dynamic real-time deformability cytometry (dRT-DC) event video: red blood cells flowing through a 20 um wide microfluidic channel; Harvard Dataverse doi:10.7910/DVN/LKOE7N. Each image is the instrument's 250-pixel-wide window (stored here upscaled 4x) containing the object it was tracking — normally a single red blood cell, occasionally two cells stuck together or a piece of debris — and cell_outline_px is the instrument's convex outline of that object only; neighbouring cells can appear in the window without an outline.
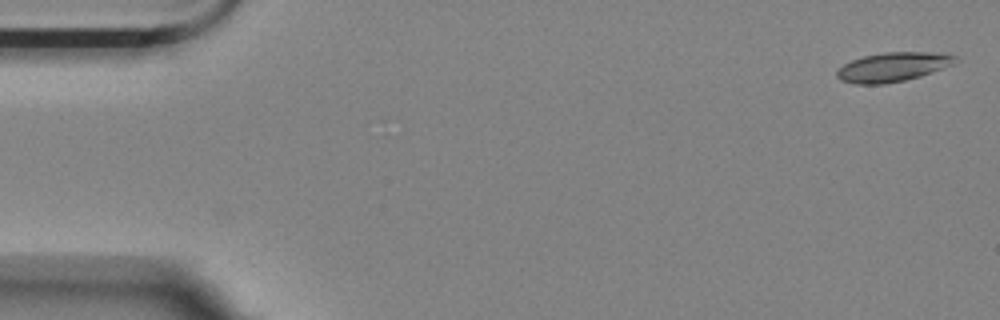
{"species": "Egyptian fruit bat (a non-hibernating species)", "species_latin": "Rousettus aegyptiacus", "temperature_condition": "room temperature", "stored_images_in_passage": 2, "camera_frame_rate_fps": 3000, "um_per_image_px": 0.085, "animal": {"sex": "female"}, "frame": {"image": 1, "passage_image": 2, "time_ms": 1.333, "image_size_px": [1000, 320], "cell_outline_px": [[956, 56], [952, 64], [932, 72], [920, 76], [904, 80], [884, 84], [856, 84], [840, 80], [836, 76], [836, 72], [844, 64], [852, 60], [864, 56], [884, 52], [928, 52]], "centroid_in_image_um": [75.82, 5.7], "position_along_channel_um": 9.2, "area_um2": 19.77}}